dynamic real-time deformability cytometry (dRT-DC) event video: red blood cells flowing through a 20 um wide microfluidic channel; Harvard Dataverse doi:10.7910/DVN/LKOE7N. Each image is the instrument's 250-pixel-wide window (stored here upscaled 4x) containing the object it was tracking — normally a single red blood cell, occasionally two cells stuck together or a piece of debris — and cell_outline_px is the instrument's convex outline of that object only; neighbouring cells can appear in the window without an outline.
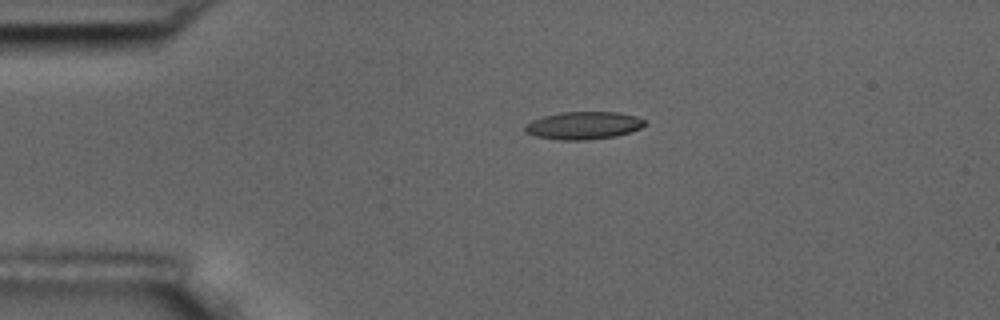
{"species": "common noctule bat (a hibernating species)", "species_latin": "Nyctalus noctula", "temperature_condition": "room temperature", "stored_images_in_passage": 2, "camera_frame_rate_fps": 3000, "um_per_image_px": 0.085, "animal": {"sex": "male", "body_mass_g": 17.5, "forearm_length_mm": 52.3}, "frame": {"image": 1, "passage_image": 1, "time_ms": 0.0, "image_size_px": [1000, 320], "cell_outline_px": [[648, 124], [640, 128], [616, 136], [588, 140], [560, 140], [536, 136], [524, 132], [524, 124], [532, 120], [544, 116], [560, 112], [620, 112], [636, 116], [644, 120]], "centroid_in_image_um": [49.58, 10.66], "position_along_channel_um": 35.4, "area_um2": 19.42}}